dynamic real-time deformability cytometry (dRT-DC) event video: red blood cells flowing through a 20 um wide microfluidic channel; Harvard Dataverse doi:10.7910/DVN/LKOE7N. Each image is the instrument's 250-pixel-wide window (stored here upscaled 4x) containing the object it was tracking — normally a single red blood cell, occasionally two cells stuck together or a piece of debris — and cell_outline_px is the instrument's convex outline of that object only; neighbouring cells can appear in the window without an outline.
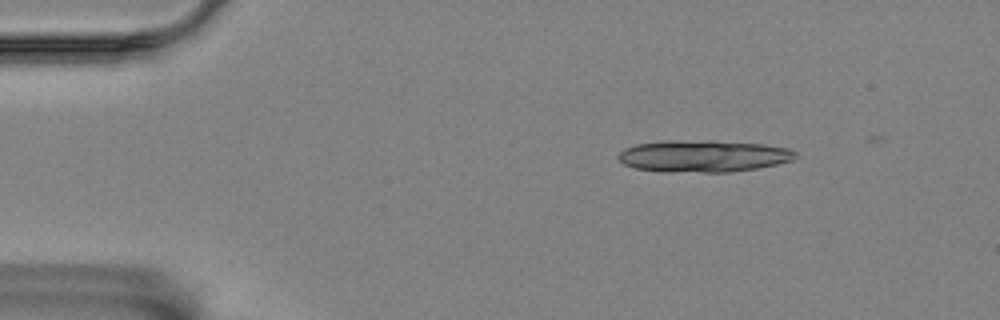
{"species": "Egyptian fruit bat (a non-hibernating species)", "species_latin": "Rousettus aegyptiacus", "temperature_condition": "room temperature", "stored_images_in_passage": 9, "camera_frame_rate_fps": 3000, "um_per_image_px": 0.085, "animal": {"sex": "female"}, "frame": {"image": 1, "passage_image": 1, "time_ms": 0.0, "image_size_px": [1000, 320], "cell_outline_px": [[796, 156], [792, 160], [776, 164], [756, 168], [728, 172], [668, 172], [636, 168], [624, 164], [616, 156], [624, 148], [636, 144], [664, 140], [712, 140], [764, 144], [788, 148], [796, 152]], "centroid_in_image_um": [59.76, 13.25], "position_along_channel_um": 25.2, "area_um2": 33.12}}
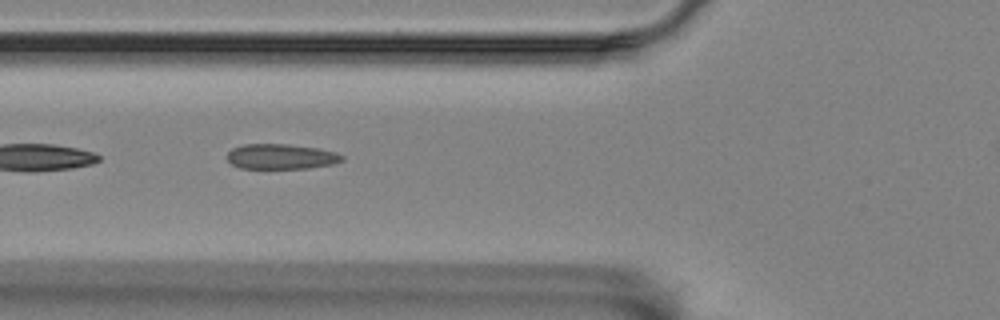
{"frame": {"image": 2, "passage_image": 5, "time_ms": 1.333, "image_size_px": [1000, 320], "cell_outline_px": [[344, 160], [332, 164], [308, 168], [240, 168], [232, 164], [228, 160], [228, 152], [232, 148], [244, 144], [288, 144], [316, 148], [336, 152], [344, 156]], "centroid_in_image_um": [23.89, 13.3], "position_along_channel_um": 101.9, "area_um2": 16.76}}
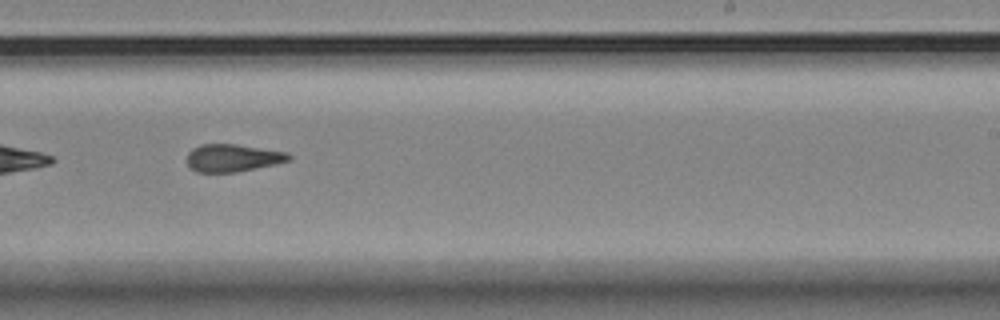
{"frame": {"image": 3, "passage_image": 9, "time_ms": 2.667, "image_size_px": [1000, 320], "cell_outline_px": [[292, 160], [236, 172], [196, 172], [188, 168], [188, 152], [192, 148], [200, 144], [236, 144], [284, 152], [292, 156]], "centroid_in_image_um": [19.73, 13.42], "position_along_channel_um": 269.3, "area_um2": 16.24}}